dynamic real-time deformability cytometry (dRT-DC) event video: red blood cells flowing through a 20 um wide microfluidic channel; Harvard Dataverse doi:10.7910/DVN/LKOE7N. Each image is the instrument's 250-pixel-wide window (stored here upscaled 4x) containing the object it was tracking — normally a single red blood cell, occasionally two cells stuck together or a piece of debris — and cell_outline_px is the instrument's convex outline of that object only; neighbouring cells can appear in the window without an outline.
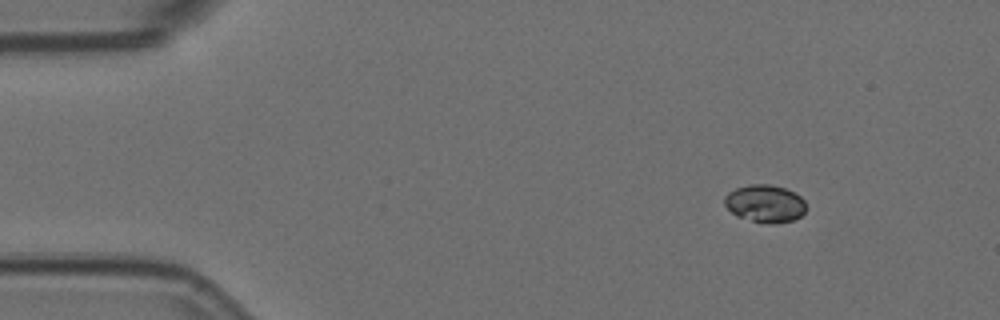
{"species": "Egyptian fruit bat (a non-hibernating species)", "species_latin": "Rousettus aegyptiacus", "temperature_condition": "room temperature", "stored_images_in_passage": 6, "camera_frame_rate_fps": 3000, "um_per_image_px": 0.085, "animal": {"sex": "female"}, "frame": {"image": 1, "passage_image": 2, "time_ms": 0.333, "image_size_px": [1000, 320], "cell_outline_px": [[804, 212], [800, 216], [792, 220], [776, 224], [768, 224], [736, 216], [724, 204], [724, 196], [728, 192], [736, 188], [748, 184], [768, 184], [784, 188], [800, 196], [804, 200]], "centroid_in_image_um": [64.99, 17.3], "position_along_channel_um": 20.0, "area_um2": 17.74}}
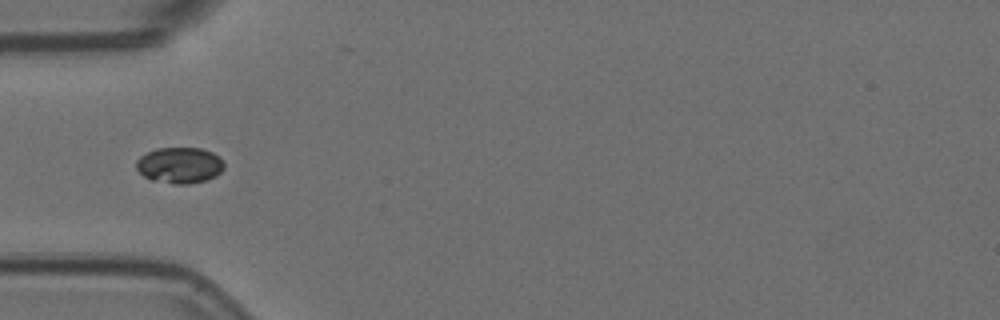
{"frame": {"image": 2, "passage_image": 5, "time_ms": 1.333, "image_size_px": [1000, 320], "cell_outline_px": [[224, 168], [216, 176], [208, 180], [188, 184], [172, 184], [152, 180], [144, 176], [136, 168], [136, 160], [140, 156], [156, 148], [200, 148], [212, 152], [220, 156], [224, 164]], "centroid_in_image_um": [15.28, 14.05], "position_along_channel_um": 69.7, "area_um2": 18.61}}
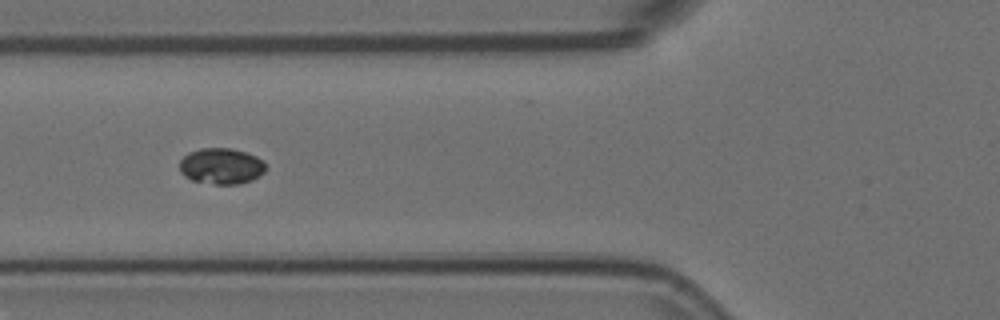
{"frame": {"image": 3, "passage_image": 6, "time_ms": 1.667, "image_size_px": [1000, 320], "cell_outline_px": [[264, 172], [252, 180], [240, 184], [216, 184], [192, 180], [184, 176], [180, 172], [180, 160], [188, 152], [200, 148], [232, 148], [248, 152], [264, 160]], "centroid_in_image_um": [18.81, 14.1], "position_along_channel_um": 107.0, "area_um2": 18.21}}